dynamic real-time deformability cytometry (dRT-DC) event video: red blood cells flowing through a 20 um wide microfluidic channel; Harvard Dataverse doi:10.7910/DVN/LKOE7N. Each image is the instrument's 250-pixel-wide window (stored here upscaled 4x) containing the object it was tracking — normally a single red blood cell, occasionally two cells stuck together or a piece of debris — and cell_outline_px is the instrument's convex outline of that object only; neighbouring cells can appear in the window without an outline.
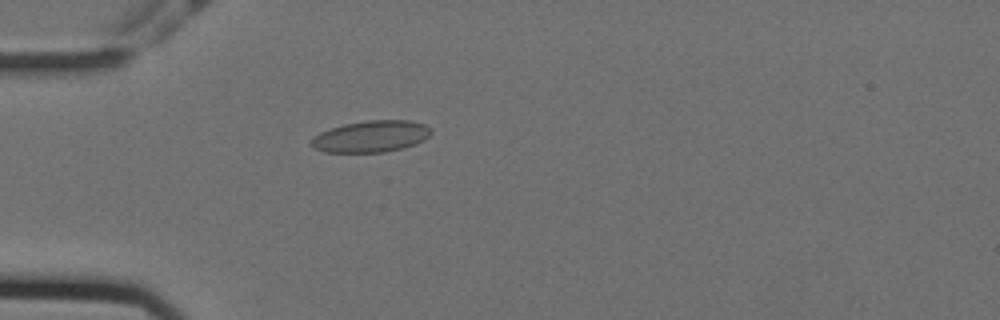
{"species": "Egyptian fruit bat (a non-hibernating species)", "species_latin": "Rousettus aegyptiacus", "temperature_condition": "cold", "stored_images_in_passage": 57, "camera_frame_rate_fps": 3000, "um_per_image_px": 0.085, "animal": {"sex": "female"}, "frame": {"image": 1, "passage_image": 17, "time_ms": 5.333, "image_size_px": [1000, 320], "cell_outline_px": [[432, 132], [424, 140], [416, 144], [404, 148], [384, 152], [324, 152], [312, 148], [308, 144], [312, 136], [320, 132], [344, 124], [368, 120], [408, 120], [424, 124]], "centroid_in_image_um": [31.49, 11.6], "position_along_channel_um": 53.5, "area_um2": 22.2}}
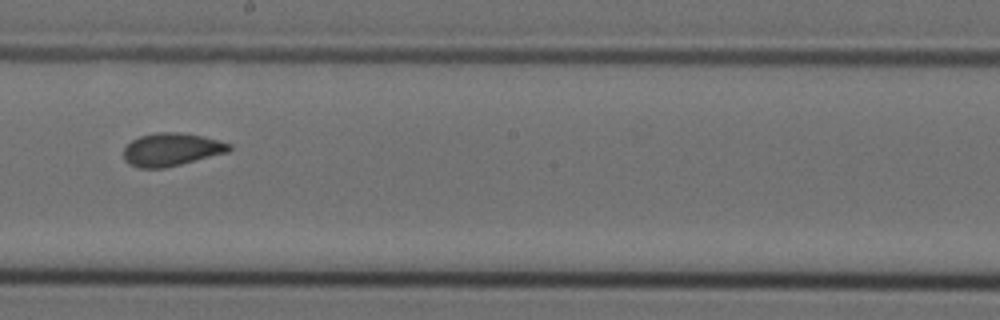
{"frame": {"image": 2, "passage_image": 33, "time_ms": 10.667, "image_size_px": [1000, 320], "cell_outline_px": [[232, 148], [228, 152], [164, 168], [140, 168], [128, 164], [124, 160], [124, 148], [132, 140], [140, 136], [156, 132], [176, 132], [204, 136], [220, 140], [232, 144]], "centroid_in_image_um": [14.58, 12.7], "position_along_channel_um": 233.6, "area_um2": 20.29}}
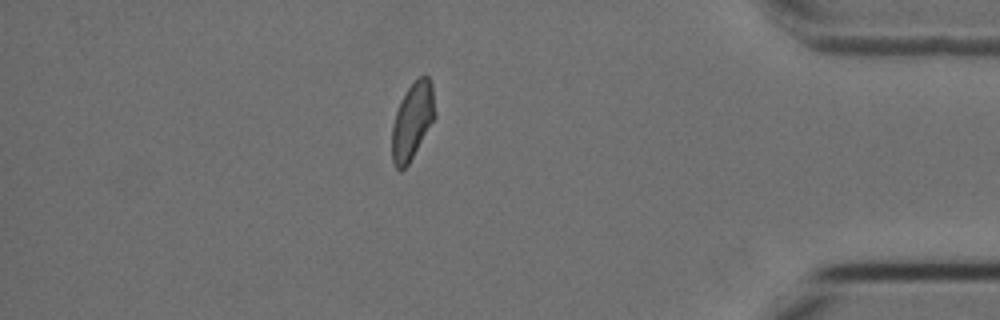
{"frame": {"image": 3, "passage_image": 50, "time_ms": 16.333, "image_size_px": [1000, 320], "cell_outline_px": [[436, 116], [408, 164], [400, 172], [396, 168], [392, 160], [392, 124], [400, 100], [408, 88], [420, 76], [428, 76], [432, 84]], "centroid_in_image_um": [35.04, 10.28], "position_along_channel_um": 400.2, "area_um2": 19.07}, "authors_computed_cell_mechanics": {"area_um2": 20.4034, "velocity_mm_per_s": 3.55, "shape_relaxation_time_tau1_ms": 9.523, "shape_relaxation_time_tau2_ms": 1.6518, "deformation_change_tau1": 0.148, "deformation_change_tau2": 0.0656}}